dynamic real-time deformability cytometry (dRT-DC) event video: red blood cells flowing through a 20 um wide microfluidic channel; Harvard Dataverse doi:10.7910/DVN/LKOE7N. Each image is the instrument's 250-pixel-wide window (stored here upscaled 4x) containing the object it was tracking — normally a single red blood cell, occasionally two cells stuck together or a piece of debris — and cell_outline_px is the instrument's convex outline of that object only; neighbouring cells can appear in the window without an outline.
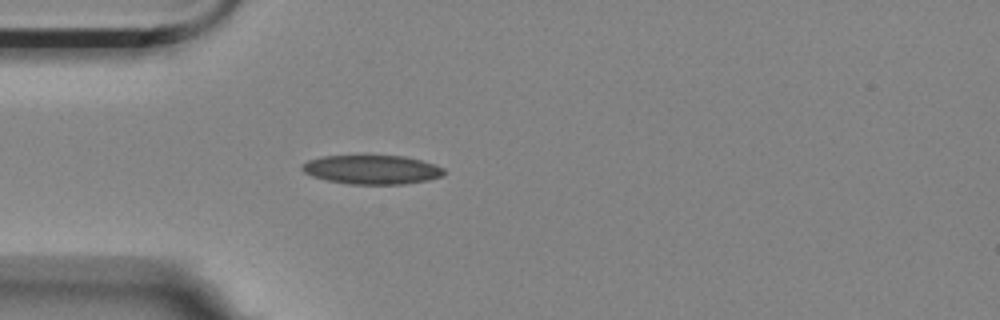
{"species": "Egyptian fruit bat (a non-hibernating species)", "species_latin": "Rousettus aegyptiacus", "temperature_condition": "room temperature", "stored_images_in_passage": 42, "segment_of_instrument_passage": [1, 2], "camera_frame_rate_fps": 3000, "um_per_image_px": 0.085, "animal": {"sex": "female"}, "frame": {"image": 1, "passage_image": 1, "time_ms": 0.0, "image_size_px": [1000, 320], "cell_outline_px": [[444, 176], [428, 180], [404, 184], [348, 184], [328, 180], [312, 176], [304, 172], [300, 168], [300, 164], [308, 160], [324, 156], [404, 156], [436, 164], [444, 168]], "centroid_in_image_um": [31.62, 14.42], "position_along_channel_um": 53.4, "area_um2": 24.04}}
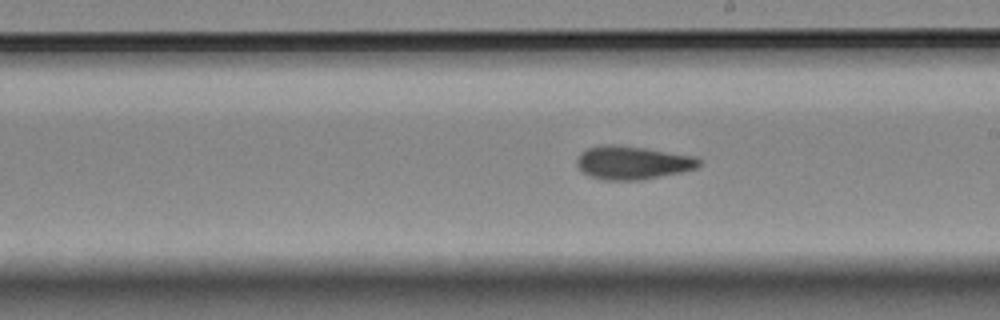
{"frame": {"image": 2, "passage_image": 17, "time_ms": 5.333, "image_size_px": [1000, 320], "cell_outline_px": [[700, 164], [696, 168], [680, 172], [640, 180], [604, 180], [588, 176], [576, 164], [576, 160], [580, 152], [588, 148], [600, 144], [612, 144], [644, 148], [696, 156], [700, 160]], "centroid_in_image_um": [53.73, 13.82], "position_along_channel_um": 235.3, "area_um2": 23.7}}
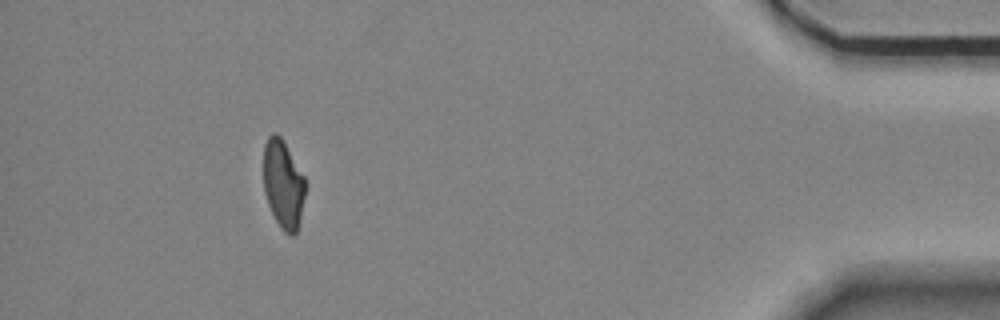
{"frame": {"image": 3, "passage_image": 37, "time_ms": 12.0, "image_size_px": [1000, 320], "cell_outline_px": [[308, 184], [300, 220], [296, 232], [292, 236], [288, 236], [280, 228], [268, 204], [264, 192], [264, 144], [268, 136], [272, 132], [276, 132], [280, 136], [304, 176]], "centroid_in_image_um": [24.09, 15.68], "position_along_channel_um": 411.1, "area_um2": 21.79}}